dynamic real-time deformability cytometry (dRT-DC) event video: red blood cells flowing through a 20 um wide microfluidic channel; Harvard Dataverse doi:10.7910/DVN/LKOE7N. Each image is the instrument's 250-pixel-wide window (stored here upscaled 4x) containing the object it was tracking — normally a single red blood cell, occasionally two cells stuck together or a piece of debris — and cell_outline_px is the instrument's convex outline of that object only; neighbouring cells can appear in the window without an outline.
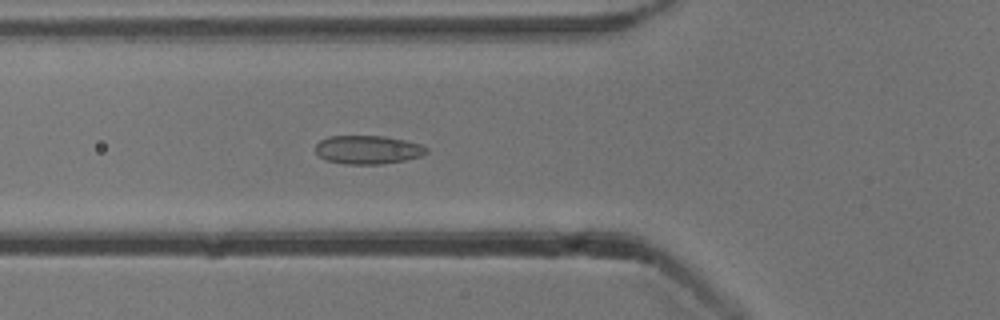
{"species": "common noctule bat (a hibernating species)", "species_latin": "Nyctalus noctula", "temperature_condition": "cold", "stored_images_in_passage": 53, "camera_frame_rate_fps": 3000, "um_per_image_px": 0.085, "animal": {"sex": "male", "body_mass_g": 13.3}, "frame": {"image": 1, "passage_image": 19, "time_ms": 6.0, "image_size_px": [1000, 320], "cell_outline_px": [[428, 152], [420, 156], [404, 160], [380, 164], [344, 164], [324, 160], [316, 152], [316, 144], [320, 140], [328, 136], [384, 136], [404, 140], [420, 144], [428, 148]], "centroid_in_image_um": [31.24, 12.72], "position_along_channel_um": 94.6, "area_um2": 18.44}}
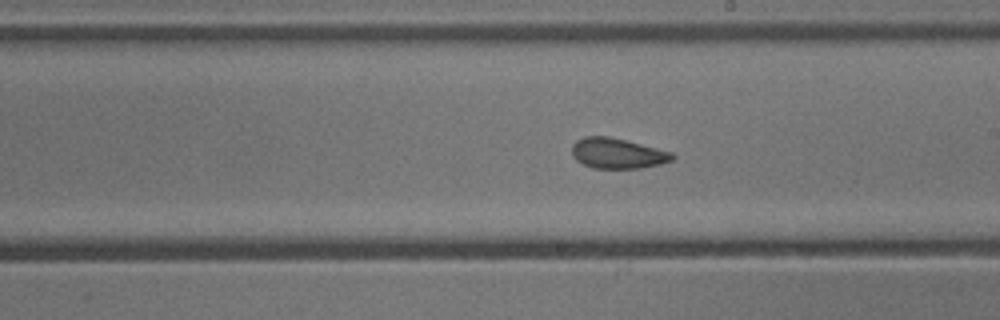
{"frame": {"image": 2, "passage_image": 30, "time_ms": 9.667, "image_size_px": [1000, 320], "cell_outline_px": [[676, 156], [672, 160], [660, 164], [640, 168], [592, 168], [576, 160], [572, 156], [572, 144], [576, 140], [584, 136], [608, 136], [672, 152]], "centroid_in_image_um": [52.46, 13.03], "position_along_channel_um": 236.5, "area_um2": 17.69}}
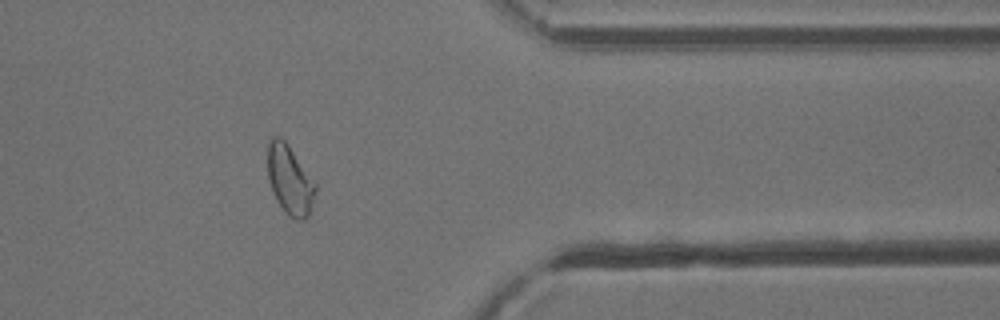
{"frame": {"image": 3, "passage_image": 43, "time_ms": 14.0, "image_size_px": [1000, 320], "cell_outline_px": [[316, 192], [308, 216], [304, 220], [296, 220], [288, 216], [276, 200], [272, 192], [268, 176], [268, 140], [272, 136], [280, 136], [288, 144], [316, 180]], "centroid_in_image_um": [24.65, 15.28], "position_along_channel_um": 386.8, "area_um2": 19.71}, "authors_computed_cell_mechanics": {"area_um2": 19.2474, "velocity_mm_per_s": 3.8501, "shape_relaxation_time_tau1_ms": null, "shape_relaxation_time_tau2_ms": 1.711, "deformation_change_tau1": null, "deformation_change_tau2": 0.0583}}